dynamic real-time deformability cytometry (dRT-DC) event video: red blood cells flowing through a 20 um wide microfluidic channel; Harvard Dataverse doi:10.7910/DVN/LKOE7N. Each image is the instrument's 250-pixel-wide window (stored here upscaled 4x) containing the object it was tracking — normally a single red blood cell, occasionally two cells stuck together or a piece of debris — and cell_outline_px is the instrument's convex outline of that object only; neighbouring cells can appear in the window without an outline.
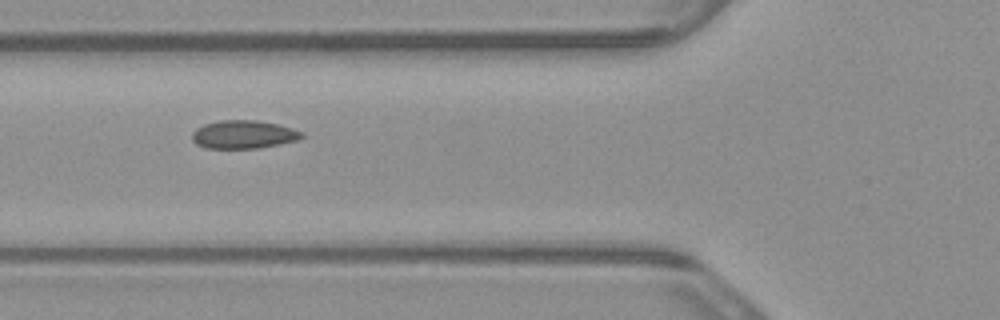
{"species": "common noctule bat (a hibernating species)", "species_latin": "Nyctalus noctula", "temperature_condition": "warm", "stored_images_in_passage": 5, "camera_frame_rate_fps": 3000, "um_per_image_px": 0.085, "animal": {"sex": "male", "body_mass_g": 23.1, "forearm_length_mm": 52.7}, "frame": {"image": 1, "passage_image": 4, "time_ms": 1.0, "image_size_px": [1000, 320], "cell_outline_px": [[304, 136], [296, 140], [280, 144], [260, 148], [204, 148], [196, 144], [192, 140], [192, 132], [196, 128], [204, 124], [220, 120], [256, 120], [276, 124], [292, 128], [304, 132]], "centroid_in_image_um": [20.68, 11.43], "position_along_channel_um": 105.1, "area_um2": 18.09}}
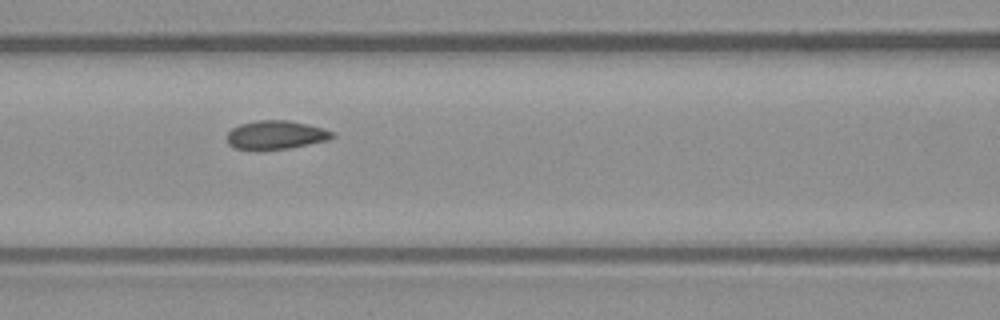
{"frame": {"image": 2, "passage_image": 5, "time_ms": 1.333, "image_size_px": [1000, 320], "cell_outline_px": [[336, 136], [328, 140], [288, 148], [236, 148], [228, 144], [228, 132], [232, 128], [240, 124], [256, 120], [288, 120], [308, 124], [324, 128], [336, 132]], "centroid_in_image_um": [23.51, 11.43], "position_along_channel_um": 143.1, "area_um2": 17.28}}